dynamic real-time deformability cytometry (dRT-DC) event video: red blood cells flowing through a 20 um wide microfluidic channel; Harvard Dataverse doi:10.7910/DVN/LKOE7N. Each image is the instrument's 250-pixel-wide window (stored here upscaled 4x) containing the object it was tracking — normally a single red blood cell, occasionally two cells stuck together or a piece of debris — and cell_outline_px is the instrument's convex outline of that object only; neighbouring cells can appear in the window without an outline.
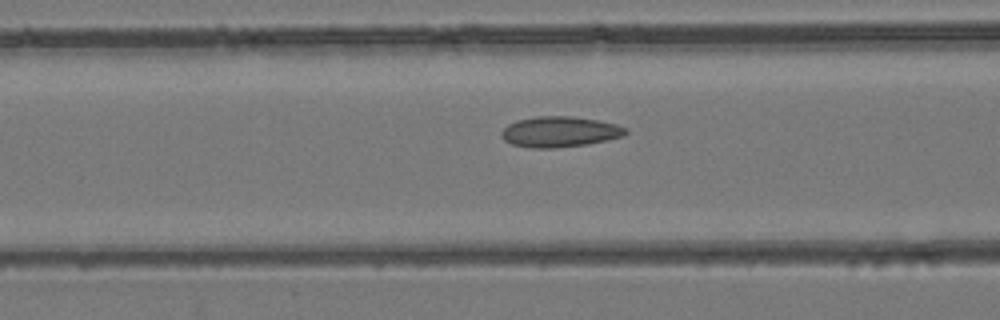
{"species": "common noctule bat (a hibernating species)", "species_latin": "Nyctalus noctula", "temperature_condition": "room temperature", "stored_images_in_passage": 40, "camera_frame_rate_fps": 3000, "um_per_image_px": 0.085, "animal": {"sex": "female", "body_mass_g": 24.6, "forearm_length_mm": 56.2}, "frame": {"image": 1, "passage_image": 12, "time_ms": 3.667, "image_size_px": [1000, 320], "cell_outline_px": [[628, 132], [624, 136], [608, 140], [588, 144], [556, 148], [532, 148], [512, 144], [504, 140], [500, 136], [500, 132], [508, 124], [516, 120], [536, 116], [572, 116], [596, 120], [616, 124], [628, 128]], "centroid_in_image_um": [47.57, 11.2], "position_along_channel_um": 119.0, "area_um2": 22.37}}
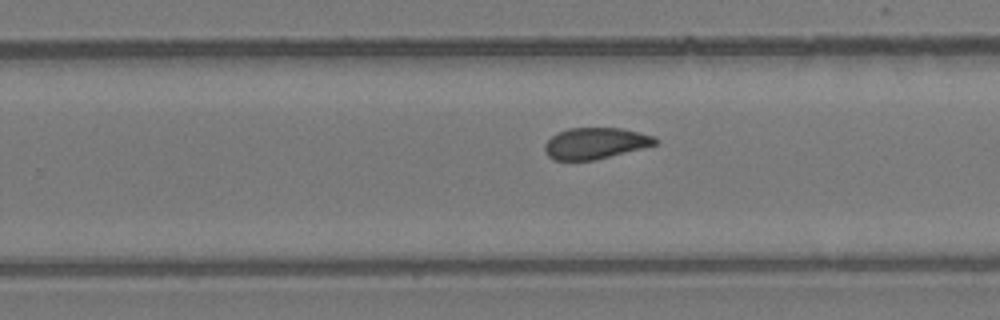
{"frame": {"image": 2, "passage_image": 23, "time_ms": 7.333, "image_size_px": [1000, 320], "cell_outline_px": [[660, 140], [656, 144], [596, 160], [552, 160], [544, 152], [544, 144], [556, 132], [568, 128], [620, 128], [640, 132], [652, 136]], "centroid_in_image_um": [50.56, 12.18], "position_along_channel_um": 279.2, "area_um2": 20.17}}
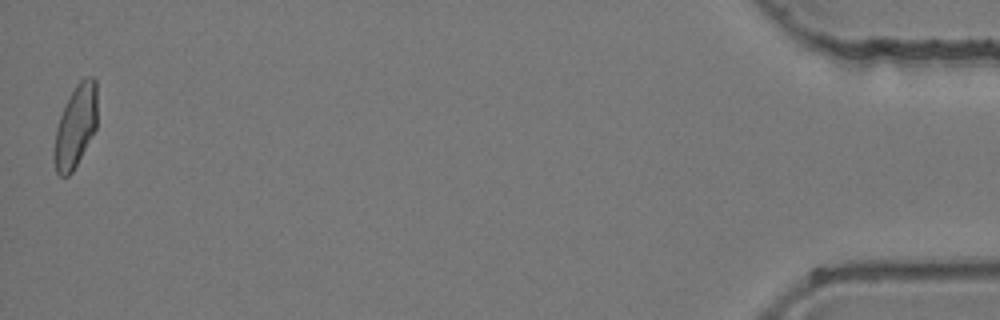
{"frame": {"image": 3, "passage_image": 40, "time_ms": 13.0, "image_size_px": [1000, 320], "cell_outline_px": [[96, 128], [72, 172], [68, 176], [60, 176], [56, 172], [52, 156], [56, 128], [60, 116], [76, 84], [84, 76], [92, 76], [96, 80]], "centroid_in_image_um": [6.4, 10.74], "position_along_channel_um": 428.8, "area_um2": 20.52}}